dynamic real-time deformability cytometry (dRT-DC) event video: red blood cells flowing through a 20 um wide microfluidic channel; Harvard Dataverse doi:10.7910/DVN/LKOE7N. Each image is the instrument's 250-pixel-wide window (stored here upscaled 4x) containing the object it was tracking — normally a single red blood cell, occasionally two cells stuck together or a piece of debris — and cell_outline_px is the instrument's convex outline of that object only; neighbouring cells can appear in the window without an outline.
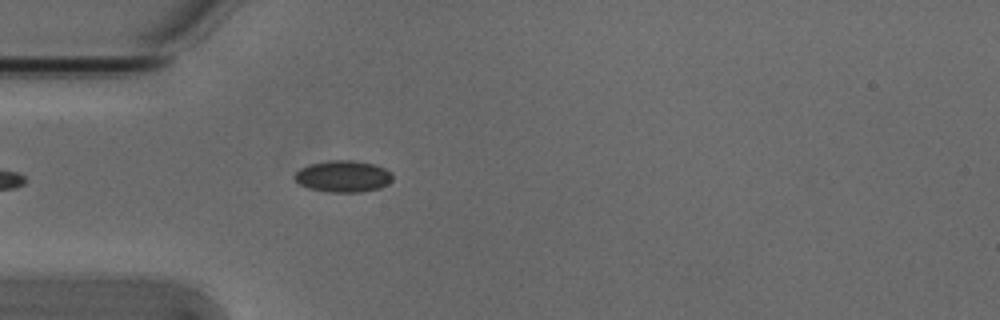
{"species": "Egyptian fruit bat (a non-hibernating species)", "species_latin": "Rousettus aegyptiacus", "temperature_condition": "cold", "stored_images_in_passage": 22, "camera_frame_rate_fps": 3000, "um_per_image_px": 0.085, "animal": {"sex": "male"}, "frame": {"image": 1, "passage_image": 5, "time_ms": 1.333, "image_size_px": [1000, 320], "cell_outline_px": [[392, 180], [388, 184], [380, 188], [360, 192], [328, 192], [308, 188], [300, 184], [292, 176], [300, 168], [308, 164], [328, 160], [352, 160], [376, 164], [392, 172]], "centroid_in_image_um": [29.16, 14.98], "position_along_channel_um": 55.8, "area_um2": 18.26}}
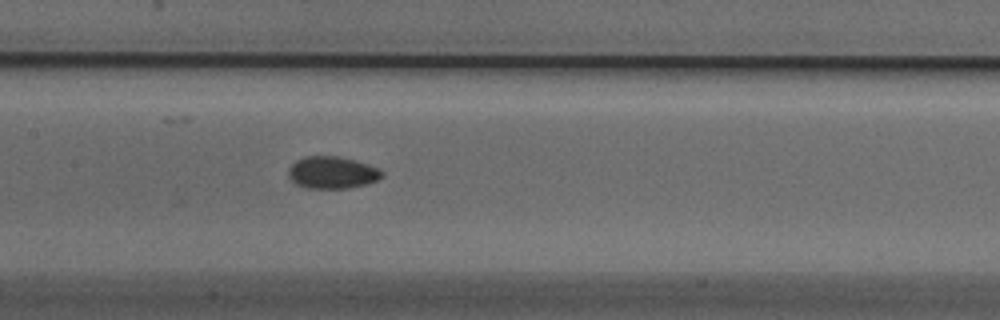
{"frame": {"image": 2, "passage_image": 15, "time_ms": 4.667, "image_size_px": [1000, 320], "cell_outline_px": [[384, 176], [376, 180], [364, 184], [348, 188], [308, 188], [296, 184], [288, 176], [288, 168], [296, 160], [304, 156], [336, 156], [356, 160], [380, 168], [384, 172]], "centroid_in_image_um": [28.24, 14.65], "position_along_channel_um": 179.2, "area_um2": 17.57}}
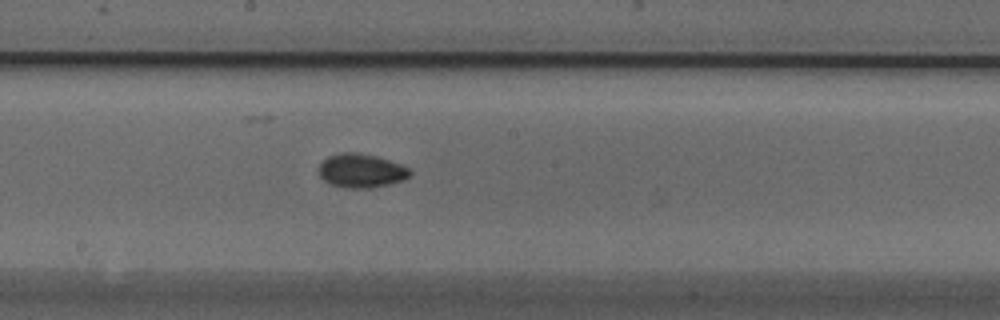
{"frame": {"image": 3, "passage_image": 18, "time_ms": 5.667, "image_size_px": [1000, 320], "cell_outline_px": [[412, 172], [404, 180], [372, 188], [348, 188], [332, 184], [324, 180], [320, 176], [320, 164], [328, 156], [340, 152], [360, 152], [376, 156], [400, 164], [408, 168]], "centroid_in_image_um": [30.71, 14.5], "position_along_channel_um": 217.5, "area_um2": 17.86}}